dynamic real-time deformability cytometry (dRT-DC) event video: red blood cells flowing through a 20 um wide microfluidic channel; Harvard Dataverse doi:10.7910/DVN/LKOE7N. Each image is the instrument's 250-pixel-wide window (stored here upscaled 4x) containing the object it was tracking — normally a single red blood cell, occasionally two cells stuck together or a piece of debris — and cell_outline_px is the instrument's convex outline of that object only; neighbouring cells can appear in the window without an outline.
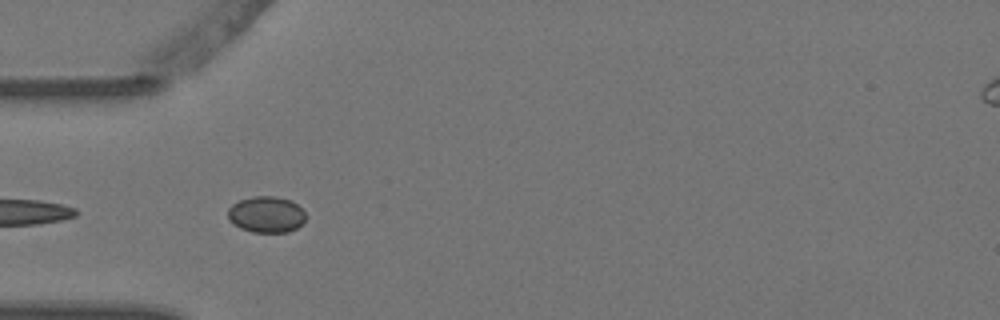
{"species": "Egyptian fruit bat (a non-hibernating species)", "species_latin": "Rousettus aegyptiacus", "temperature_condition": "warm", "stored_images_in_passage": 6, "camera_frame_rate_fps": 3000, "um_per_image_px": 0.085, "animal": {"sex": "female"}, "frame": {"image": 1, "passage_image": 4, "time_ms": 1.0, "image_size_px": [1000, 320], "cell_outline_px": [[304, 220], [296, 228], [288, 232], [252, 232], [240, 228], [228, 220], [228, 208], [232, 204], [240, 200], [252, 196], [276, 196], [292, 200], [304, 212]], "centroid_in_image_um": [22.6, 18.22], "position_along_channel_um": 62.4, "area_um2": 16.42}}
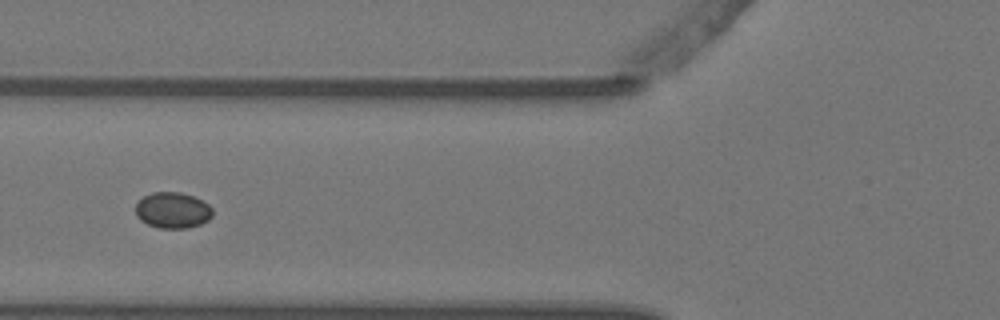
{"frame": {"image": 2, "passage_image": 5, "time_ms": 1.333, "image_size_px": [1000, 320], "cell_outline_px": [[212, 216], [208, 220], [200, 224], [188, 228], [160, 228], [148, 224], [140, 220], [136, 216], [136, 204], [144, 196], [152, 192], [180, 192], [192, 196], [208, 204], [212, 208]], "centroid_in_image_um": [14.67, 17.87], "position_along_channel_um": 111.1, "area_um2": 16.07}}
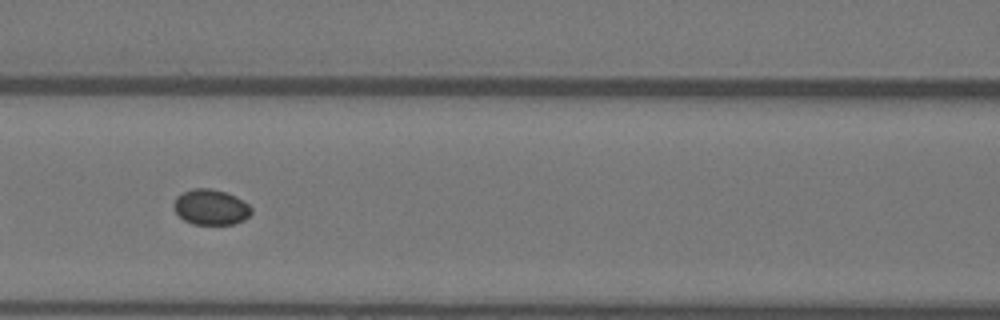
{"frame": {"image": 3, "passage_image": 6, "time_ms": 1.667, "image_size_px": [1000, 320], "cell_outline_px": [[252, 212], [244, 220], [232, 224], [192, 224], [184, 220], [172, 208], [172, 204], [176, 196], [192, 188], [212, 188], [228, 192], [236, 196], [248, 204], [252, 208]], "centroid_in_image_um": [17.9, 17.59], "position_along_channel_um": 148.7, "area_um2": 16.24}}